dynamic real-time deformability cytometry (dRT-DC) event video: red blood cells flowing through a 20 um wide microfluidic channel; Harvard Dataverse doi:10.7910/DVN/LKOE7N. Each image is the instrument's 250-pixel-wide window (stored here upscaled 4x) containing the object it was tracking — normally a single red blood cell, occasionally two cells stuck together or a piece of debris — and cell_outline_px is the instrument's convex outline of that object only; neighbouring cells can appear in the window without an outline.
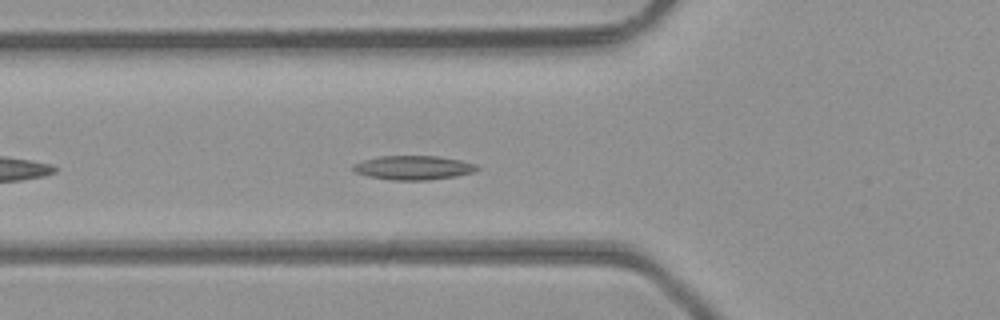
{"species": "common noctule bat (a hibernating species)", "species_latin": "Nyctalus noctula", "temperature_condition": "room temperature", "stored_images_in_passage": 38, "camera_frame_rate_fps": 3000, "um_per_image_px": 0.085, "animal": {"sex": "male", "body_mass_g": 23.1, "forearm_length_mm": 52.7}, "frame": {"image": 1, "passage_image": 6, "time_ms": 1.667, "image_size_px": [1000, 320], "cell_outline_px": [[480, 168], [472, 172], [456, 176], [428, 180], [392, 180], [368, 176], [356, 172], [352, 168], [356, 164], [364, 160], [380, 156], [440, 156], [460, 160], [476, 164]], "centroid_in_image_um": [35.17, 14.25], "position_along_channel_um": 90.6, "area_um2": 17.22}}
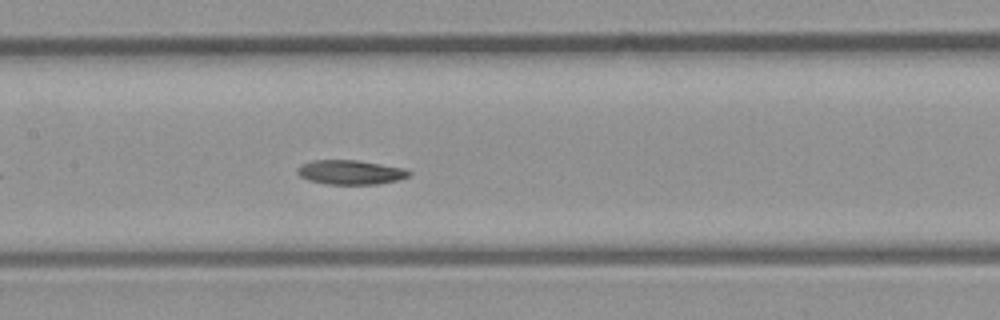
{"frame": {"image": 2, "passage_image": 12, "time_ms": 3.667, "image_size_px": [1000, 320], "cell_outline_px": [[412, 172], [408, 176], [396, 180], [376, 184], [324, 184], [308, 180], [300, 176], [296, 172], [296, 168], [300, 164], [312, 160], [356, 160], [404, 168]], "centroid_in_image_um": [29.72, 14.64], "position_along_channel_um": 177.7, "area_um2": 15.84}}
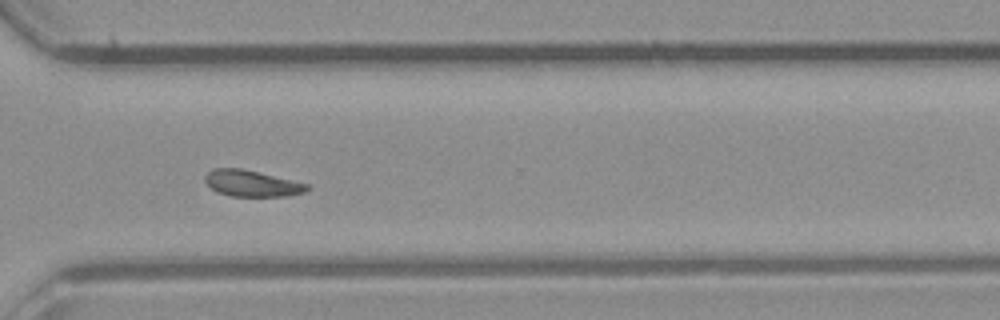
{"frame": {"image": 3, "passage_image": 24, "time_ms": 7.667, "image_size_px": [1000, 320], "cell_outline_px": [[312, 188], [304, 192], [288, 196], [232, 196], [216, 192], [204, 180], [204, 176], [212, 168], [240, 168], [308, 184]], "centroid_in_image_um": [21.39, 15.59], "position_along_channel_um": 349.2, "area_um2": 15.49}}